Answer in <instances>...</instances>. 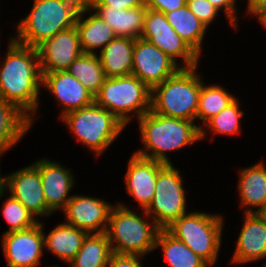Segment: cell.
I'll return each mask as SVG.
<instances>
[{
	"mask_svg": "<svg viewBox=\"0 0 266 267\" xmlns=\"http://www.w3.org/2000/svg\"><path fill=\"white\" fill-rule=\"evenodd\" d=\"M239 101L240 100L237 97L232 103H230L217 115L210 118L200 128L201 141H205L206 139H209V141H214L216 140L214 138H216L215 136L217 135H225L230 137H237L238 135L240 136L243 129L241 126V121L245 115V112L242 110L243 108H241L240 105L242 102Z\"/></svg>",
	"mask_w": 266,
	"mask_h": 267,
	"instance_id": "cell-27",
	"label": "cell"
},
{
	"mask_svg": "<svg viewBox=\"0 0 266 267\" xmlns=\"http://www.w3.org/2000/svg\"><path fill=\"white\" fill-rule=\"evenodd\" d=\"M259 25L262 26V28L264 30H266V11L264 13H262L258 18H257V21Z\"/></svg>",
	"mask_w": 266,
	"mask_h": 267,
	"instance_id": "cell-40",
	"label": "cell"
},
{
	"mask_svg": "<svg viewBox=\"0 0 266 267\" xmlns=\"http://www.w3.org/2000/svg\"><path fill=\"white\" fill-rule=\"evenodd\" d=\"M140 38L158 47L181 68L200 65L201 57L177 34L163 12L146 8Z\"/></svg>",
	"mask_w": 266,
	"mask_h": 267,
	"instance_id": "cell-10",
	"label": "cell"
},
{
	"mask_svg": "<svg viewBox=\"0 0 266 267\" xmlns=\"http://www.w3.org/2000/svg\"><path fill=\"white\" fill-rule=\"evenodd\" d=\"M186 5L208 28L213 25L215 20L217 21V18L224 16L208 0H187Z\"/></svg>",
	"mask_w": 266,
	"mask_h": 267,
	"instance_id": "cell-33",
	"label": "cell"
},
{
	"mask_svg": "<svg viewBox=\"0 0 266 267\" xmlns=\"http://www.w3.org/2000/svg\"><path fill=\"white\" fill-rule=\"evenodd\" d=\"M30 11L15 23L12 39L22 45L38 47L58 32L75 26L62 0H33Z\"/></svg>",
	"mask_w": 266,
	"mask_h": 267,
	"instance_id": "cell-8",
	"label": "cell"
},
{
	"mask_svg": "<svg viewBox=\"0 0 266 267\" xmlns=\"http://www.w3.org/2000/svg\"><path fill=\"white\" fill-rule=\"evenodd\" d=\"M240 170V171H239ZM237 194L243 213H263L266 210V163L260 160L254 165L238 169Z\"/></svg>",
	"mask_w": 266,
	"mask_h": 267,
	"instance_id": "cell-20",
	"label": "cell"
},
{
	"mask_svg": "<svg viewBox=\"0 0 266 267\" xmlns=\"http://www.w3.org/2000/svg\"><path fill=\"white\" fill-rule=\"evenodd\" d=\"M39 222L43 229L45 250L68 265L80 250L88 233L65 222H59L46 234L45 224L47 223L43 220Z\"/></svg>",
	"mask_w": 266,
	"mask_h": 267,
	"instance_id": "cell-21",
	"label": "cell"
},
{
	"mask_svg": "<svg viewBox=\"0 0 266 267\" xmlns=\"http://www.w3.org/2000/svg\"><path fill=\"white\" fill-rule=\"evenodd\" d=\"M181 67L158 47L142 38L135 39L132 74L150 89L174 75Z\"/></svg>",
	"mask_w": 266,
	"mask_h": 267,
	"instance_id": "cell-15",
	"label": "cell"
},
{
	"mask_svg": "<svg viewBox=\"0 0 266 267\" xmlns=\"http://www.w3.org/2000/svg\"><path fill=\"white\" fill-rule=\"evenodd\" d=\"M186 3L187 0H145V7L147 9L168 13L182 8Z\"/></svg>",
	"mask_w": 266,
	"mask_h": 267,
	"instance_id": "cell-37",
	"label": "cell"
},
{
	"mask_svg": "<svg viewBox=\"0 0 266 267\" xmlns=\"http://www.w3.org/2000/svg\"><path fill=\"white\" fill-rule=\"evenodd\" d=\"M215 8L225 15L231 29H234L235 34L240 31V9H238V2L242 0H208ZM239 11V12H238ZM240 22V23H239ZM239 29V30H238ZM237 31V32H236Z\"/></svg>",
	"mask_w": 266,
	"mask_h": 267,
	"instance_id": "cell-34",
	"label": "cell"
},
{
	"mask_svg": "<svg viewBox=\"0 0 266 267\" xmlns=\"http://www.w3.org/2000/svg\"><path fill=\"white\" fill-rule=\"evenodd\" d=\"M262 265L263 266H261V267H266V259H265V262Z\"/></svg>",
	"mask_w": 266,
	"mask_h": 267,
	"instance_id": "cell-43",
	"label": "cell"
},
{
	"mask_svg": "<svg viewBox=\"0 0 266 267\" xmlns=\"http://www.w3.org/2000/svg\"><path fill=\"white\" fill-rule=\"evenodd\" d=\"M2 234L1 248L7 267H38L42 265L41 258L45 254V246L40 222L29 229Z\"/></svg>",
	"mask_w": 266,
	"mask_h": 267,
	"instance_id": "cell-12",
	"label": "cell"
},
{
	"mask_svg": "<svg viewBox=\"0 0 266 267\" xmlns=\"http://www.w3.org/2000/svg\"><path fill=\"white\" fill-rule=\"evenodd\" d=\"M84 53L97 54L116 37L113 29L93 10L75 24Z\"/></svg>",
	"mask_w": 266,
	"mask_h": 267,
	"instance_id": "cell-26",
	"label": "cell"
},
{
	"mask_svg": "<svg viewBox=\"0 0 266 267\" xmlns=\"http://www.w3.org/2000/svg\"><path fill=\"white\" fill-rule=\"evenodd\" d=\"M41 73L64 71L82 55L75 26L58 32L36 47Z\"/></svg>",
	"mask_w": 266,
	"mask_h": 267,
	"instance_id": "cell-17",
	"label": "cell"
},
{
	"mask_svg": "<svg viewBox=\"0 0 266 267\" xmlns=\"http://www.w3.org/2000/svg\"><path fill=\"white\" fill-rule=\"evenodd\" d=\"M5 195L0 210L9 228L3 233L29 229L39 222L17 199L6 191Z\"/></svg>",
	"mask_w": 266,
	"mask_h": 267,
	"instance_id": "cell-32",
	"label": "cell"
},
{
	"mask_svg": "<svg viewBox=\"0 0 266 267\" xmlns=\"http://www.w3.org/2000/svg\"><path fill=\"white\" fill-rule=\"evenodd\" d=\"M7 50L0 52V98L17 105L31 118H39L42 104V73L36 48L22 45L9 36Z\"/></svg>",
	"mask_w": 266,
	"mask_h": 267,
	"instance_id": "cell-1",
	"label": "cell"
},
{
	"mask_svg": "<svg viewBox=\"0 0 266 267\" xmlns=\"http://www.w3.org/2000/svg\"><path fill=\"white\" fill-rule=\"evenodd\" d=\"M106 234L112 251L145 256L155 250L160 228L145 210L139 212L126 202L114 201ZM133 208V209H132Z\"/></svg>",
	"mask_w": 266,
	"mask_h": 267,
	"instance_id": "cell-3",
	"label": "cell"
},
{
	"mask_svg": "<svg viewBox=\"0 0 266 267\" xmlns=\"http://www.w3.org/2000/svg\"><path fill=\"white\" fill-rule=\"evenodd\" d=\"M2 28L0 27V30H1ZM1 33H0V38H1V34H3L2 33V31H0ZM0 44H1V40H0ZM0 47H1V45H0Z\"/></svg>",
	"mask_w": 266,
	"mask_h": 267,
	"instance_id": "cell-42",
	"label": "cell"
},
{
	"mask_svg": "<svg viewBox=\"0 0 266 267\" xmlns=\"http://www.w3.org/2000/svg\"><path fill=\"white\" fill-rule=\"evenodd\" d=\"M199 66L180 68L151 89V111L159 115L196 122L203 76ZM202 77V78H201Z\"/></svg>",
	"mask_w": 266,
	"mask_h": 267,
	"instance_id": "cell-4",
	"label": "cell"
},
{
	"mask_svg": "<svg viewBox=\"0 0 266 267\" xmlns=\"http://www.w3.org/2000/svg\"><path fill=\"white\" fill-rule=\"evenodd\" d=\"M143 259L145 256L136 254L112 253L107 267H145Z\"/></svg>",
	"mask_w": 266,
	"mask_h": 267,
	"instance_id": "cell-36",
	"label": "cell"
},
{
	"mask_svg": "<svg viewBox=\"0 0 266 267\" xmlns=\"http://www.w3.org/2000/svg\"><path fill=\"white\" fill-rule=\"evenodd\" d=\"M134 43L133 38L116 36L97 53L106 77L132 74Z\"/></svg>",
	"mask_w": 266,
	"mask_h": 267,
	"instance_id": "cell-23",
	"label": "cell"
},
{
	"mask_svg": "<svg viewBox=\"0 0 266 267\" xmlns=\"http://www.w3.org/2000/svg\"><path fill=\"white\" fill-rule=\"evenodd\" d=\"M58 119L77 142L92 151L95 159H100L126 129L111 112L95 102Z\"/></svg>",
	"mask_w": 266,
	"mask_h": 267,
	"instance_id": "cell-6",
	"label": "cell"
},
{
	"mask_svg": "<svg viewBox=\"0 0 266 267\" xmlns=\"http://www.w3.org/2000/svg\"><path fill=\"white\" fill-rule=\"evenodd\" d=\"M114 203L99 197L74 194L61 211L65 223L91 233H106Z\"/></svg>",
	"mask_w": 266,
	"mask_h": 267,
	"instance_id": "cell-14",
	"label": "cell"
},
{
	"mask_svg": "<svg viewBox=\"0 0 266 267\" xmlns=\"http://www.w3.org/2000/svg\"><path fill=\"white\" fill-rule=\"evenodd\" d=\"M67 71L77 78L94 97L106 79L97 54L83 53L74 60Z\"/></svg>",
	"mask_w": 266,
	"mask_h": 267,
	"instance_id": "cell-31",
	"label": "cell"
},
{
	"mask_svg": "<svg viewBox=\"0 0 266 267\" xmlns=\"http://www.w3.org/2000/svg\"><path fill=\"white\" fill-rule=\"evenodd\" d=\"M161 253L168 267H210L181 240L175 238L166 229H160L156 238L155 251Z\"/></svg>",
	"mask_w": 266,
	"mask_h": 267,
	"instance_id": "cell-28",
	"label": "cell"
},
{
	"mask_svg": "<svg viewBox=\"0 0 266 267\" xmlns=\"http://www.w3.org/2000/svg\"><path fill=\"white\" fill-rule=\"evenodd\" d=\"M3 189L17 199L38 221L53 216L43 193L39 170L31 163L4 175Z\"/></svg>",
	"mask_w": 266,
	"mask_h": 267,
	"instance_id": "cell-11",
	"label": "cell"
},
{
	"mask_svg": "<svg viewBox=\"0 0 266 267\" xmlns=\"http://www.w3.org/2000/svg\"><path fill=\"white\" fill-rule=\"evenodd\" d=\"M124 176V190L136 201L138 210H146L152 202L158 172L164 163L137 156L132 152Z\"/></svg>",
	"mask_w": 266,
	"mask_h": 267,
	"instance_id": "cell-18",
	"label": "cell"
},
{
	"mask_svg": "<svg viewBox=\"0 0 266 267\" xmlns=\"http://www.w3.org/2000/svg\"><path fill=\"white\" fill-rule=\"evenodd\" d=\"M244 13L247 17L257 19L262 13L266 11V0H247Z\"/></svg>",
	"mask_w": 266,
	"mask_h": 267,
	"instance_id": "cell-39",
	"label": "cell"
},
{
	"mask_svg": "<svg viewBox=\"0 0 266 267\" xmlns=\"http://www.w3.org/2000/svg\"><path fill=\"white\" fill-rule=\"evenodd\" d=\"M42 90L60 106V118L94 102V96L67 70L42 73Z\"/></svg>",
	"mask_w": 266,
	"mask_h": 267,
	"instance_id": "cell-19",
	"label": "cell"
},
{
	"mask_svg": "<svg viewBox=\"0 0 266 267\" xmlns=\"http://www.w3.org/2000/svg\"><path fill=\"white\" fill-rule=\"evenodd\" d=\"M113 251L106 233L87 234L69 267H107Z\"/></svg>",
	"mask_w": 266,
	"mask_h": 267,
	"instance_id": "cell-29",
	"label": "cell"
},
{
	"mask_svg": "<svg viewBox=\"0 0 266 267\" xmlns=\"http://www.w3.org/2000/svg\"><path fill=\"white\" fill-rule=\"evenodd\" d=\"M204 81L203 76L196 114V124L199 128L237 98V96L230 93L226 87L219 83L206 84Z\"/></svg>",
	"mask_w": 266,
	"mask_h": 267,
	"instance_id": "cell-30",
	"label": "cell"
},
{
	"mask_svg": "<svg viewBox=\"0 0 266 267\" xmlns=\"http://www.w3.org/2000/svg\"><path fill=\"white\" fill-rule=\"evenodd\" d=\"M164 14L177 34L202 58V52L205 50L203 42L206 40L209 28L190 11L187 5Z\"/></svg>",
	"mask_w": 266,
	"mask_h": 267,
	"instance_id": "cell-25",
	"label": "cell"
},
{
	"mask_svg": "<svg viewBox=\"0 0 266 267\" xmlns=\"http://www.w3.org/2000/svg\"><path fill=\"white\" fill-rule=\"evenodd\" d=\"M30 129L31 118L17 105L0 98V156L22 142Z\"/></svg>",
	"mask_w": 266,
	"mask_h": 267,
	"instance_id": "cell-22",
	"label": "cell"
},
{
	"mask_svg": "<svg viewBox=\"0 0 266 267\" xmlns=\"http://www.w3.org/2000/svg\"><path fill=\"white\" fill-rule=\"evenodd\" d=\"M44 267H49V266H44ZM50 267H60V265L59 266H57V265H51Z\"/></svg>",
	"mask_w": 266,
	"mask_h": 267,
	"instance_id": "cell-41",
	"label": "cell"
},
{
	"mask_svg": "<svg viewBox=\"0 0 266 267\" xmlns=\"http://www.w3.org/2000/svg\"><path fill=\"white\" fill-rule=\"evenodd\" d=\"M262 214L266 217V210Z\"/></svg>",
	"mask_w": 266,
	"mask_h": 267,
	"instance_id": "cell-44",
	"label": "cell"
},
{
	"mask_svg": "<svg viewBox=\"0 0 266 267\" xmlns=\"http://www.w3.org/2000/svg\"><path fill=\"white\" fill-rule=\"evenodd\" d=\"M135 121L143 147L133 153L146 159L174 164L167 154L201 142L200 128L195 121L159 115L151 110Z\"/></svg>",
	"mask_w": 266,
	"mask_h": 267,
	"instance_id": "cell-2",
	"label": "cell"
},
{
	"mask_svg": "<svg viewBox=\"0 0 266 267\" xmlns=\"http://www.w3.org/2000/svg\"><path fill=\"white\" fill-rule=\"evenodd\" d=\"M92 10L113 29L116 36L133 39L141 37L145 6L125 10L112 6H93Z\"/></svg>",
	"mask_w": 266,
	"mask_h": 267,
	"instance_id": "cell-24",
	"label": "cell"
},
{
	"mask_svg": "<svg viewBox=\"0 0 266 267\" xmlns=\"http://www.w3.org/2000/svg\"><path fill=\"white\" fill-rule=\"evenodd\" d=\"M62 3L75 23L79 22L86 13L92 11L93 7V0H62Z\"/></svg>",
	"mask_w": 266,
	"mask_h": 267,
	"instance_id": "cell-35",
	"label": "cell"
},
{
	"mask_svg": "<svg viewBox=\"0 0 266 267\" xmlns=\"http://www.w3.org/2000/svg\"><path fill=\"white\" fill-rule=\"evenodd\" d=\"M31 163L39 170L48 209L53 214L62 211L73 196L71 190L77 183L73 168L45 156Z\"/></svg>",
	"mask_w": 266,
	"mask_h": 267,
	"instance_id": "cell-13",
	"label": "cell"
},
{
	"mask_svg": "<svg viewBox=\"0 0 266 267\" xmlns=\"http://www.w3.org/2000/svg\"><path fill=\"white\" fill-rule=\"evenodd\" d=\"M93 6H112L125 10L145 6V0H93Z\"/></svg>",
	"mask_w": 266,
	"mask_h": 267,
	"instance_id": "cell-38",
	"label": "cell"
},
{
	"mask_svg": "<svg viewBox=\"0 0 266 267\" xmlns=\"http://www.w3.org/2000/svg\"><path fill=\"white\" fill-rule=\"evenodd\" d=\"M224 219L223 214L194 209L181 215L166 230L210 267H215L222 250Z\"/></svg>",
	"mask_w": 266,
	"mask_h": 267,
	"instance_id": "cell-5",
	"label": "cell"
},
{
	"mask_svg": "<svg viewBox=\"0 0 266 267\" xmlns=\"http://www.w3.org/2000/svg\"><path fill=\"white\" fill-rule=\"evenodd\" d=\"M243 216L230 260L234 266L257 264L266 259V217L262 213H244Z\"/></svg>",
	"mask_w": 266,
	"mask_h": 267,
	"instance_id": "cell-16",
	"label": "cell"
},
{
	"mask_svg": "<svg viewBox=\"0 0 266 267\" xmlns=\"http://www.w3.org/2000/svg\"><path fill=\"white\" fill-rule=\"evenodd\" d=\"M184 183L180 168L174 164H166L158 172L154 197L145 211L160 229H166L188 213Z\"/></svg>",
	"mask_w": 266,
	"mask_h": 267,
	"instance_id": "cell-9",
	"label": "cell"
},
{
	"mask_svg": "<svg viewBox=\"0 0 266 267\" xmlns=\"http://www.w3.org/2000/svg\"><path fill=\"white\" fill-rule=\"evenodd\" d=\"M94 102L127 127L151 110V89L133 74L106 77Z\"/></svg>",
	"mask_w": 266,
	"mask_h": 267,
	"instance_id": "cell-7",
	"label": "cell"
}]
</instances>
